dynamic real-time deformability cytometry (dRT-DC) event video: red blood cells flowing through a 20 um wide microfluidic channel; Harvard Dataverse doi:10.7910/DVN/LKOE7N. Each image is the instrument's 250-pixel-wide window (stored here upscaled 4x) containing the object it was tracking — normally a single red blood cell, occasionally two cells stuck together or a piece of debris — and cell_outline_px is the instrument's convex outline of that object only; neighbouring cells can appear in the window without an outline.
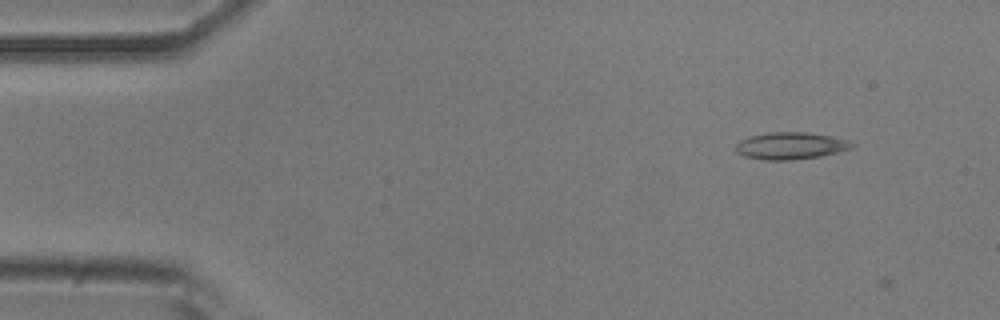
{"species": "common noctule bat (a hibernating species)", "species_latin": "Nyctalus noctula", "temperature_condition": "room temperature", "stored_images_in_passage": 6, "camera_frame_rate_fps": 3000, "um_per_image_px": 0.085, "animal": {"sex": "male", "body_mass_g": 20.5, "forearm_length_mm": 52.5}, "frame": {"image": 1, "passage_image": 2, "time_ms": 0.333, "image_size_px": [1000, 320], "cell_outline_px": [[856, 144], [852, 148], [820, 156], [792, 160], [764, 160], [744, 156], [736, 152], [736, 144], [740, 140], [748, 136], [768, 132], [808, 132], [848, 140]], "centroid_in_image_um": [67.17, 12.39], "position_along_channel_um": 17.8, "area_um2": 18.32}}